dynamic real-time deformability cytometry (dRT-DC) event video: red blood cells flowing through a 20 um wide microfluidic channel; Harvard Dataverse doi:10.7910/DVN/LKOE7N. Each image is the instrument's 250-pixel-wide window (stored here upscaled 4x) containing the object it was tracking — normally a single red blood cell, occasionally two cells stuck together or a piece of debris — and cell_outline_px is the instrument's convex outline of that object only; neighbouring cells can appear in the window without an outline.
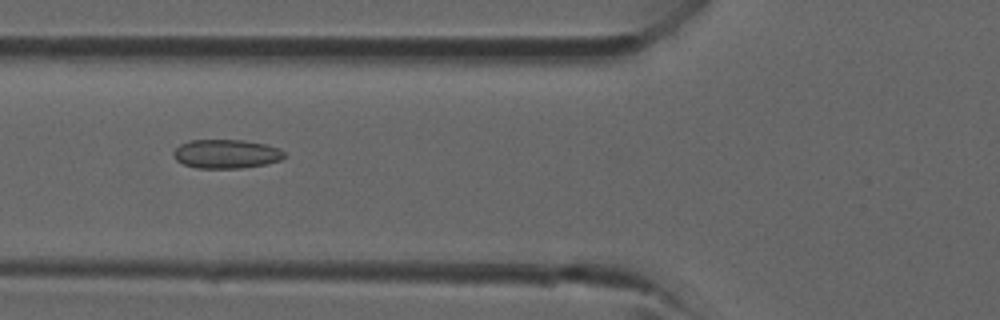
{"species": "common noctule bat (a hibernating species)", "species_latin": "Nyctalus noctula", "temperature_condition": "room temperature", "stored_images_in_passage": 28, "camera_frame_rate_fps": 3000, "um_per_image_px": 0.085, "animal": {"sex": "male", "forearm_length_mm": 52.5}, "frame": {"image": 1, "passage_image": 6, "time_ms": 1.667, "image_size_px": [1000, 320], "cell_outline_px": [[288, 156], [280, 160], [268, 164], [244, 168], [196, 168], [184, 164], [176, 160], [172, 156], [172, 152], [180, 144], [192, 140], [240, 140], [264, 144], [280, 148]], "centroid_in_image_um": [19.25, 13.09], "position_along_channel_um": 106.6, "area_um2": 18.84}}
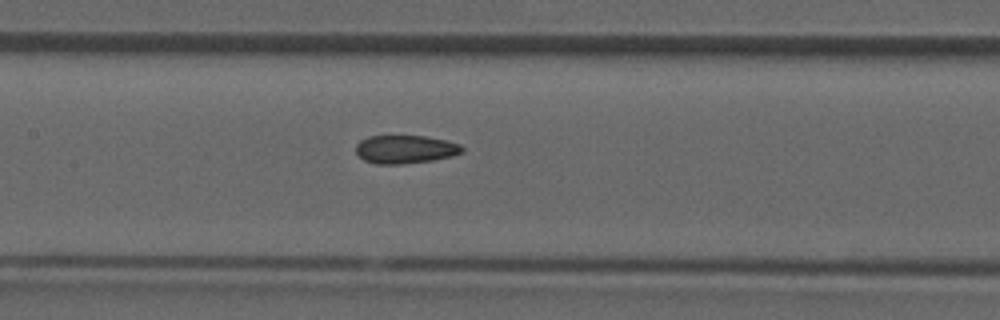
{"frame": {"image": 2, "passage_image": 10, "time_ms": 3.0, "image_size_px": [1000, 320], "cell_outline_px": [[464, 152], [452, 156], [432, 160], [400, 164], [376, 164], [364, 160], [356, 152], [356, 144], [360, 140], [368, 136], [424, 136], [444, 140], [460, 144], [464, 148]], "centroid_in_image_um": [34.44, 12.69], "position_along_channel_um": 173.0, "area_um2": 17.46}}
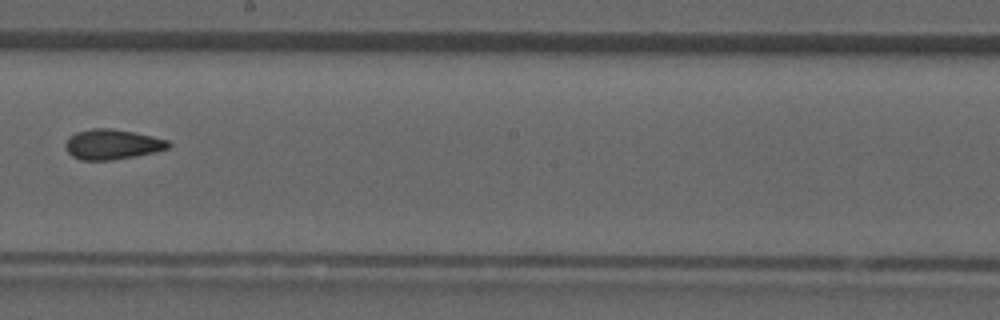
{"frame": {"image": 3, "passage_image": 14, "time_ms": 4.333, "image_size_px": [1000, 320], "cell_outline_px": [[172, 144], [168, 148], [156, 152], [136, 156], [112, 160], [80, 160], [72, 156], [68, 152], [64, 144], [68, 136], [76, 132], [92, 128], [108, 128], [132, 132], [152, 136], [168, 140]], "centroid_in_image_um": [9.52, 12.27], "position_along_channel_um": 238.7, "area_um2": 18.15}}